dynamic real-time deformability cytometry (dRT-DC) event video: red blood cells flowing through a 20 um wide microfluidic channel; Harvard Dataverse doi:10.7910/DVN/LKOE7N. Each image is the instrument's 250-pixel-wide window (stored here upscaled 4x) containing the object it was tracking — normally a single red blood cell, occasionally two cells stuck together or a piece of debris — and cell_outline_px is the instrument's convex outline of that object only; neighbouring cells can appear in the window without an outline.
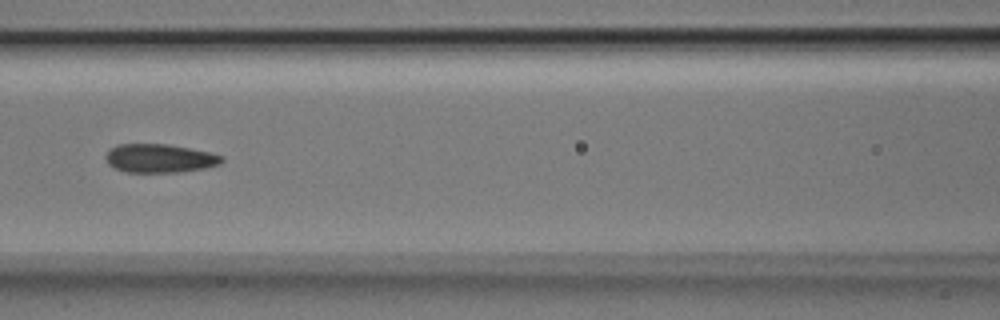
{"species": "Egyptian fruit bat (a non-hibernating species)", "species_latin": "Rousettus aegyptiacus", "temperature_condition": "room temperature", "stored_images_in_passage": 51, "camera_frame_rate_fps": 3000, "um_per_image_px": 0.085, "animal": {"sex": "male"}, "frame": {"image": 1, "passage_image": 23, "time_ms": 7.333, "image_size_px": [1000, 320], "cell_outline_px": [[224, 160], [220, 164], [204, 168], [180, 172], [128, 172], [116, 168], [108, 164], [104, 156], [116, 144], [168, 144], [212, 152], [224, 156]], "centroid_in_image_um": [13.61, 13.45], "position_along_channel_um": 153.0, "area_um2": 19.42}}
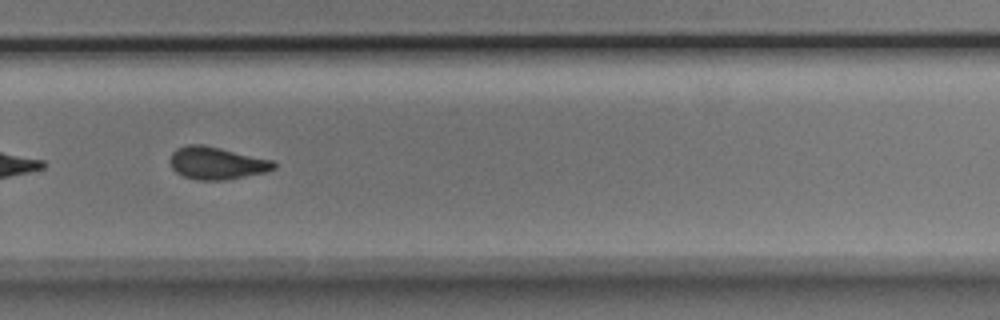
{"frame": {"image": 2, "passage_image": 35, "time_ms": 11.333, "image_size_px": [1000, 320], "cell_outline_px": [[276, 168], [268, 172], [224, 180], [196, 180], [184, 176], [176, 172], [172, 168], [168, 160], [172, 152], [176, 148], [188, 144], [204, 144], [272, 160], [276, 164]], "centroid_in_image_um": [18.39, 13.86], "position_along_channel_um": 311.4, "area_um2": 19.83}}
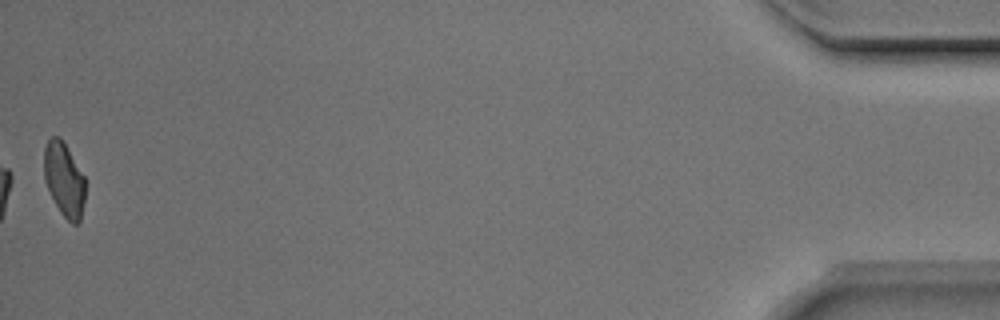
{"frame": {"image": 3, "passage_image": 51, "time_ms": 16.667, "image_size_px": [1000, 320], "cell_outline_px": [[84, 200], [80, 220], [76, 224], [72, 224], [60, 212], [44, 180], [44, 148], [48, 140], [52, 136], [60, 136], [84, 176]], "centroid_in_image_um": [5.43, 15.24], "position_along_channel_um": 429.8, "area_um2": 17.46}, "authors_computed_cell_mechanics": {"area_um2": 19.8254, "velocity_mm_per_s": 3.9726, "shape_relaxation_time_tau1_ms": 5.9434, "shape_relaxation_time_tau2_ms": 1.1699, "deformation_change_tau1": 0.1247, "deformation_change_tau2": 0.0483}}